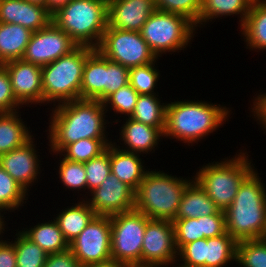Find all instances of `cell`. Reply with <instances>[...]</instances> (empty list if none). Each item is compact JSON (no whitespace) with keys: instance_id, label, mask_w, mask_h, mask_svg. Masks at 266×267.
<instances>
[{"instance_id":"obj_1","label":"cell","mask_w":266,"mask_h":267,"mask_svg":"<svg viewBox=\"0 0 266 267\" xmlns=\"http://www.w3.org/2000/svg\"><path fill=\"white\" fill-rule=\"evenodd\" d=\"M50 111L45 132L48 131L49 152L55 154L80 139H109L108 124L122 121L118 117L109 122L104 104L98 100L77 99L56 105Z\"/></svg>"},{"instance_id":"obj_2","label":"cell","mask_w":266,"mask_h":267,"mask_svg":"<svg viewBox=\"0 0 266 267\" xmlns=\"http://www.w3.org/2000/svg\"><path fill=\"white\" fill-rule=\"evenodd\" d=\"M230 115L232 110L225 104L205 100L170 101L166 107L163 136L193 146L226 124Z\"/></svg>"},{"instance_id":"obj_3","label":"cell","mask_w":266,"mask_h":267,"mask_svg":"<svg viewBox=\"0 0 266 267\" xmlns=\"http://www.w3.org/2000/svg\"><path fill=\"white\" fill-rule=\"evenodd\" d=\"M254 170L225 210L226 231L237 241L266 238V185Z\"/></svg>"},{"instance_id":"obj_4","label":"cell","mask_w":266,"mask_h":267,"mask_svg":"<svg viewBox=\"0 0 266 267\" xmlns=\"http://www.w3.org/2000/svg\"><path fill=\"white\" fill-rule=\"evenodd\" d=\"M192 177H177L149 168L135 192V210L153 220L173 221L180 200Z\"/></svg>"},{"instance_id":"obj_5","label":"cell","mask_w":266,"mask_h":267,"mask_svg":"<svg viewBox=\"0 0 266 267\" xmlns=\"http://www.w3.org/2000/svg\"><path fill=\"white\" fill-rule=\"evenodd\" d=\"M245 150L239 149L233 158L227 156L219 162L204 163L193 175L221 211L231 205L242 182L256 169Z\"/></svg>"},{"instance_id":"obj_6","label":"cell","mask_w":266,"mask_h":267,"mask_svg":"<svg viewBox=\"0 0 266 267\" xmlns=\"http://www.w3.org/2000/svg\"><path fill=\"white\" fill-rule=\"evenodd\" d=\"M52 22L78 46L96 49L108 26V0H72L52 14Z\"/></svg>"},{"instance_id":"obj_7","label":"cell","mask_w":266,"mask_h":267,"mask_svg":"<svg viewBox=\"0 0 266 267\" xmlns=\"http://www.w3.org/2000/svg\"><path fill=\"white\" fill-rule=\"evenodd\" d=\"M94 50L92 47L78 46L71 53L42 67L43 105L53 104L54 107L81 99L85 61Z\"/></svg>"},{"instance_id":"obj_8","label":"cell","mask_w":266,"mask_h":267,"mask_svg":"<svg viewBox=\"0 0 266 267\" xmlns=\"http://www.w3.org/2000/svg\"><path fill=\"white\" fill-rule=\"evenodd\" d=\"M196 26L186 17L155 10L144 23L141 35L157 58L190 46ZM180 50V51H179Z\"/></svg>"},{"instance_id":"obj_9","label":"cell","mask_w":266,"mask_h":267,"mask_svg":"<svg viewBox=\"0 0 266 267\" xmlns=\"http://www.w3.org/2000/svg\"><path fill=\"white\" fill-rule=\"evenodd\" d=\"M150 220L135 209L110 216L111 259L141 267L143 238Z\"/></svg>"},{"instance_id":"obj_10","label":"cell","mask_w":266,"mask_h":267,"mask_svg":"<svg viewBox=\"0 0 266 267\" xmlns=\"http://www.w3.org/2000/svg\"><path fill=\"white\" fill-rule=\"evenodd\" d=\"M105 58L128 69L155 62L158 58L141 32L119 30L109 25L96 48Z\"/></svg>"},{"instance_id":"obj_11","label":"cell","mask_w":266,"mask_h":267,"mask_svg":"<svg viewBox=\"0 0 266 267\" xmlns=\"http://www.w3.org/2000/svg\"><path fill=\"white\" fill-rule=\"evenodd\" d=\"M69 249L83 267L110 260V216L96 215L85 229L69 243Z\"/></svg>"},{"instance_id":"obj_12","label":"cell","mask_w":266,"mask_h":267,"mask_svg":"<svg viewBox=\"0 0 266 267\" xmlns=\"http://www.w3.org/2000/svg\"><path fill=\"white\" fill-rule=\"evenodd\" d=\"M177 258L173 222L151 219L144 233L141 267H173Z\"/></svg>"},{"instance_id":"obj_13","label":"cell","mask_w":266,"mask_h":267,"mask_svg":"<svg viewBox=\"0 0 266 267\" xmlns=\"http://www.w3.org/2000/svg\"><path fill=\"white\" fill-rule=\"evenodd\" d=\"M78 44L53 22L33 32L22 60L43 67L71 53Z\"/></svg>"},{"instance_id":"obj_14","label":"cell","mask_w":266,"mask_h":267,"mask_svg":"<svg viewBox=\"0 0 266 267\" xmlns=\"http://www.w3.org/2000/svg\"><path fill=\"white\" fill-rule=\"evenodd\" d=\"M88 196L85 201L96 215L112 216L135 208V191L113 174Z\"/></svg>"},{"instance_id":"obj_15","label":"cell","mask_w":266,"mask_h":267,"mask_svg":"<svg viewBox=\"0 0 266 267\" xmlns=\"http://www.w3.org/2000/svg\"><path fill=\"white\" fill-rule=\"evenodd\" d=\"M16 100L24 107L43 105L42 67L22 59L3 64Z\"/></svg>"},{"instance_id":"obj_16","label":"cell","mask_w":266,"mask_h":267,"mask_svg":"<svg viewBox=\"0 0 266 267\" xmlns=\"http://www.w3.org/2000/svg\"><path fill=\"white\" fill-rule=\"evenodd\" d=\"M35 139L33 136L23 146L0 155V166L28 193H30L29 188L38 183L39 175L42 173L39 149H36Z\"/></svg>"},{"instance_id":"obj_17","label":"cell","mask_w":266,"mask_h":267,"mask_svg":"<svg viewBox=\"0 0 266 267\" xmlns=\"http://www.w3.org/2000/svg\"><path fill=\"white\" fill-rule=\"evenodd\" d=\"M155 10V0H108V25L119 30L141 32Z\"/></svg>"},{"instance_id":"obj_18","label":"cell","mask_w":266,"mask_h":267,"mask_svg":"<svg viewBox=\"0 0 266 267\" xmlns=\"http://www.w3.org/2000/svg\"><path fill=\"white\" fill-rule=\"evenodd\" d=\"M119 130V139L112 143L119 149L137 153L150 154L157 150L159 142L164 138L163 131L160 128H155L147 124L137 122L131 118H125ZM123 142V143H121Z\"/></svg>"},{"instance_id":"obj_19","label":"cell","mask_w":266,"mask_h":267,"mask_svg":"<svg viewBox=\"0 0 266 267\" xmlns=\"http://www.w3.org/2000/svg\"><path fill=\"white\" fill-rule=\"evenodd\" d=\"M0 22L19 24L36 32L52 22L46 7L27 0H0Z\"/></svg>"},{"instance_id":"obj_20","label":"cell","mask_w":266,"mask_h":267,"mask_svg":"<svg viewBox=\"0 0 266 267\" xmlns=\"http://www.w3.org/2000/svg\"><path fill=\"white\" fill-rule=\"evenodd\" d=\"M143 155L123 151L113 143L110 144V170L120 181L135 192L139 188L145 174L149 170L144 166Z\"/></svg>"},{"instance_id":"obj_21","label":"cell","mask_w":266,"mask_h":267,"mask_svg":"<svg viewBox=\"0 0 266 267\" xmlns=\"http://www.w3.org/2000/svg\"><path fill=\"white\" fill-rule=\"evenodd\" d=\"M220 211L206 191L193 179L185 188L175 219L199 218Z\"/></svg>"},{"instance_id":"obj_22","label":"cell","mask_w":266,"mask_h":267,"mask_svg":"<svg viewBox=\"0 0 266 267\" xmlns=\"http://www.w3.org/2000/svg\"><path fill=\"white\" fill-rule=\"evenodd\" d=\"M255 0H202V7L198 19V28H203L212 20L221 18L224 16H237L240 24L239 28L245 22L246 16L251 9V6ZM206 23V24H205ZM203 26V27H202Z\"/></svg>"},{"instance_id":"obj_23","label":"cell","mask_w":266,"mask_h":267,"mask_svg":"<svg viewBox=\"0 0 266 267\" xmlns=\"http://www.w3.org/2000/svg\"><path fill=\"white\" fill-rule=\"evenodd\" d=\"M246 49L266 51V0L254 1L240 28ZM259 50V51H258Z\"/></svg>"},{"instance_id":"obj_24","label":"cell","mask_w":266,"mask_h":267,"mask_svg":"<svg viewBox=\"0 0 266 267\" xmlns=\"http://www.w3.org/2000/svg\"><path fill=\"white\" fill-rule=\"evenodd\" d=\"M20 116L22 115L19 110L0 113V155L23 146L35 136Z\"/></svg>"},{"instance_id":"obj_25","label":"cell","mask_w":266,"mask_h":267,"mask_svg":"<svg viewBox=\"0 0 266 267\" xmlns=\"http://www.w3.org/2000/svg\"><path fill=\"white\" fill-rule=\"evenodd\" d=\"M79 200L77 203L73 202L74 205L60 210L61 212H58L59 214L54 217L68 243L72 242L96 216L85 200L80 198Z\"/></svg>"},{"instance_id":"obj_26","label":"cell","mask_w":266,"mask_h":267,"mask_svg":"<svg viewBox=\"0 0 266 267\" xmlns=\"http://www.w3.org/2000/svg\"><path fill=\"white\" fill-rule=\"evenodd\" d=\"M32 33L19 24L0 22V64L22 59Z\"/></svg>"},{"instance_id":"obj_27","label":"cell","mask_w":266,"mask_h":267,"mask_svg":"<svg viewBox=\"0 0 266 267\" xmlns=\"http://www.w3.org/2000/svg\"><path fill=\"white\" fill-rule=\"evenodd\" d=\"M105 94V57L95 49L85 61L81 99L99 100Z\"/></svg>"},{"instance_id":"obj_28","label":"cell","mask_w":266,"mask_h":267,"mask_svg":"<svg viewBox=\"0 0 266 267\" xmlns=\"http://www.w3.org/2000/svg\"><path fill=\"white\" fill-rule=\"evenodd\" d=\"M20 231L47 254L60 253L69 249V243L65 240L54 218L37 223L31 228H22Z\"/></svg>"},{"instance_id":"obj_29","label":"cell","mask_w":266,"mask_h":267,"mask_svg":"<svg viewBox=\"0 0 266 267\" xmlns=\"http://www.w3.org/2000/svg\"><path fill=\"white\" fill-rule=\"evenodd\" d=\"M158 94L139 95L131 119L150 125L155 128L165 129L166 107L168 102H163ZM163 102V103H161Z\"/></svg>"},{"instance_id":"obj_30","label":"cell","mask_w":266,"mask_h":267,"mask_svg":"<svg viewBox=\"0 0 266 267\" xmlns=\"http://www.w3.org/2000/svg\"><path fill=\"white\" fill-rule=\"evenodd\" d=\"M237 241L228 233L206 238L205 267H229L236 262Z\"/></svg>"},{"instance_id":"obj_31","label":"cell","mask_w":266,"mask_h":267,"mask_svg":"<svg viewBox=\"0 0 266 267\" xmlns=\"http://www.w3.org/2000/svg\"><path fill=\"white\" fill-rule=\"evenodd\" d=\"M29 194L13 177L0 166V210L15 212L26 204ZM26 200V201H25Z\"/></svg>"},{"instance_id":"obj_32","label":"cell","mask_w":266,"mask_h":267,"mask_svg":"<svg viewBox=\"0 0 266 267\" xmlns=\"http://www.w3.org/2000/svg\"><path fill=\"white\" fill-rule=\"evenodd\" d=\"M110 139H80L77 142L67 145L59 154L50 153L56 155V157L63 156V158L79 163H85L94 157L99 156L104 152L108 145L112 143Z\"/></svg>"},{"instance_id":"obj_33","label":"cell","mask_w":266,"mask_h":267,"mask_svg":"<svg viewBox=\"0 0 266 267\" xmlns=\"http://www.w3.org/2000/svg\"><path fill=\"white\" fill-rule=\"evenodd\" d=\"M18 230L13 237L16 238L11 241L15 247L17 267H44L48 254Z\"/></svg>"},{"instance_id":"obj_34","label":"cell","mask_w":266,"mask_h":267,"mask_svg":"<svg viewBox=\"0 0 266 267\" xmlns=\"http://www.w3.org/2000/svg\"><path fill=\"white\" fill-rule=\"evenodd\" d=\"M158 60L129 69V84L139 95L159 94L156 90L161 77L159 66H156Z\"/></svg>"},{"instance_id":"obj_35","label":"cell","mask_w":266,"mask_h":267,"mask_svg":"<svg viewBox=\"0 0 266 267\" xmlns=\"http://www.w3.org/2000/svg\"><path fill=\"white\" fill-rule=\"evenodd\" d=\"M60 161L58 163V170L57 173L59 174L58 178L62 186H64V189L66 191V188L72 191H79L86 193L85 195H82V200H85V197L87 195V180H86V170L84 167V163L79 162H73L69 161L62 156L59 157ZM66 187V188H65Z\"/></svg>"},{"instance_id":"obj_36","label":"cell","mask_w":266,"mask_h":267,"mask_svg":"<svg viewBox=\"0 0 266 267\" xmlns=\"http://www.w3.org/2000/svg\"><path fill=\"white\" fill-rule=\"evenodd\" d=\"M235 263L240 267H266V238L237 242Z\"/></svg>"},{"instance_id":"obj_37","label":"cell","mask_w":266,"mask_h":267,"mask_svg":"<svg viewBox=\"0 0 266 267\" xmlns=\"http://www.w3.org/2000/svg\"><path fill=\"white\" fill-rule=\"evenodd\" d=\"M138 96L139 94L130 84L121 87L103 102L106 113H112L111 110H113L115 117L117 114L121 118L122 115H124L123 118H130L134 112Z\"/></svg>"},{"instance_id":"obj_38","label":"cell","mask_w":266,"mask_h":267,"mask_svg":"<svg viewBox=\"0 0 266 267\" xmlns=\"http://www.w3.org/2000/svg\"><path fill=\"white\" fill-rule=\"evenodd\" d=\"M87 180V197L91 191L101 185L109 177L110 170V144L99 156L84 163Z\"/></svg>"},{"instance_id":"obj_39","label":"cell","mask_w":266,"mask_h":267,"mask_svg":"<svg viewBox=\"0 0 266 267\" xmlns=\"http://www.w3.org/2000/svg\"><path fill=\"white\" fill-rule=\"evenodd\" d=\"M156 10L182 15L189 19L198 30V19L202 0H155Z\"/></svg>"},{"instance_id":"obj_40","label":"cell","mask_w":266,"mask_h":267,"mask_svg":"<svg viewBox=\"0 0 266 267\" xmlns=\"http://www.w3.org/2000/svg\"><path fill=\"white\" fill-rule=\"evenodd\" d=\"M172 222L177 251L189 242L204 238L202 216L199 218L174 219Z\"/></svg>"},{"instance_id":"obj_41","label":"cell","mask_w":266,"mask_h":267,"mask_svg":"<svg viewBox=\"0 0 266 267\" xmlns=\"http://www.w3.org/2000/svg\"><path fill=\"white\" fill-rule=\"evenodd\" d=\"M129 84V69L105 58V94L98 100L104 102L121 87Z\"/></svg>"},{"instance_id":"obj_42","label":"cell","mask_w":266,"mask_h":267,"mask_svg":"<svg viewBox=\"0 0 266 267\" xmlns=\"http://www.w3.org/2000/svg\"><path fill=\"white\" fill-rule=\"evenodd\" d=\"M206 238L185 244L178 251L176 264L180 267H205Z\"/></svg>"},{"instance_id":"obj_43","label":"cell","mask_w":266,"mask_h":267,"mask_svg":"<svg viewBox=\"0 0 266 267\" xmlns=\"http://www.w3.org/2000/svg\"><path fill=\"white\" fill-rule=\"evenodd\" d=\"M23 106L14 97L8 72L0 64V113L18 111Z\"/></svg>"},{"instance_id":"obj_44","label":"cell","mask_w":266,"mask_h":267,"mask_svg":"<svg viewBox=\"0 0 266 267\" xmlns=\"http://www.w3.org/2000/svg\"><path fill=\"white\" fill-rule=\"evenodd\" d=\"M202 227L204 238L225 234L227 232L225 211L220 210L217 214L202 216Z\"/></svg>"},{"instance_id":"obj_45","label":"cell","mask_w":266,"mask_h":267,"mask_svg":"<svg viewBox=\"0 0 266 267\" xmlns=\"http://www.w3.org/2000/svg\"><path fill=\"white\" fill-rule=\"evenodd\" d=\"M44 267H83L70 249L54 254H48Z\"/></svg>"},{"instance_id":"obj_46","label":"cell","mask_w":266,"mask_h":267,"mask_svg":"<svg viewBox=\"0 0 266 267\" xmlns=\"http://www.w3.org/2000/svg\"><path fill=\"white\" fill-rule=\"evenodd\" d=\"M0 240V267H17L15 247L10 239Z\"/></svg>"},{"instance_id":"obj_47","label":"cell","mask_w":266,"mask_h":267,"mask_svg":"<svg viewBox=\"0 0 266 267\" xmlns=\"http://www.w3.org/2000/svg\"><path fill=\"white\" fill-rule=\"evenodd\" d=\"M71 1L72 0H46V8L51 14H53Z\"/></svg>"},{"instance_id":"obj_48","label":"cell","mask_w":266,"mask_h":267,"mask_svg":"<svg viewBox=\"0 0 266 267\" xmlns=\"http://www.w3.org/2000/svg\"><path fill=\"white\" fill-rule=\"evenodd\" d=\"M86 267H130V266L126 263L119 262L114 259H110L105 262L90 264V265H87Z\"/></svg>"},{"instance_id":"obj_49","label":"cell","mask_w":266,"mask_h":267,"mask_svg":"<svg viewBox=\"0 0 266 267\" xmlns=\"http://www.w3.org/2000/svg\"><path fill=\"white\" fill-rule=\"evenodd\" d=\"M4 213L0 210V240L3 238V236L4 235H2V234H5V232H6V230L5 229H8V227L7 228H5L6 226V221L5 220H7V219H5L6 217H4ZM4 217V218H3ZM5 231V232H4Z\"/></svg>"},{"instance_id":"obj_50","label":"cell","mask_w":266,"mask_h":267,"mask_svg":"<svg viewBox=\"0 0 266 267\" xmlns=\"http://www.w3.org/2000/svg\"><path fill=\"white\" fill-rule=\"evenodd\" d=\"M33 4H37L43 7H46V0H27Z\"/></svg>"}]
</instances>
